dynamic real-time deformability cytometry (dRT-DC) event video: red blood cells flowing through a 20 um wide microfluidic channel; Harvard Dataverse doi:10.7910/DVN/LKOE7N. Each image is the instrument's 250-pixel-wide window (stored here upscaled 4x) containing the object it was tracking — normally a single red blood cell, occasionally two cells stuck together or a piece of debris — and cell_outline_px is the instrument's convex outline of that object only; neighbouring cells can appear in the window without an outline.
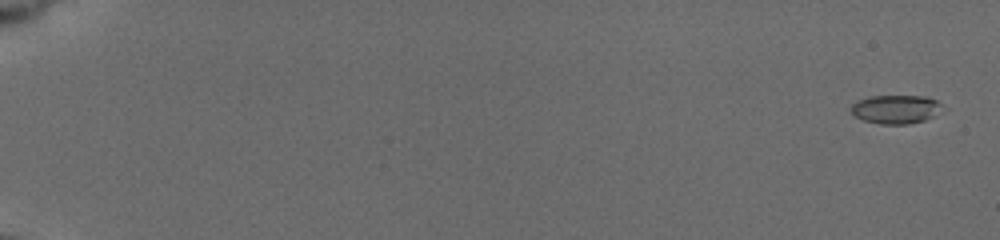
{"species": "common noctule bat (a hibernating species)", "species_latin": "Nyctalus noctula", "temperature_condition": "cold", "stored_images_in_passage": 41, "camera_frame_rate_fps": 3000, "um_per_image_px": 0.085, "animal": {"sex": "female", "body_mass_g": 19.5, "forearm_length_mm": 54.1}, "frame": {"image": 1, "passage_image": 3, "time_ms": 0.667, "image_size_px": [1000, 240], "cell_outline_px": [[940, 104], [932, 116], [924, 120], [908, 124], [880, 124], [864, 120], [856, 116], [848, 108], [852, 104], [868, 96], [928, 96], [936, 100]], "centroid_in_image_um": [76.06, 9.28], "position_along_channel_um": 8.9, "area_um2": 14.91}}
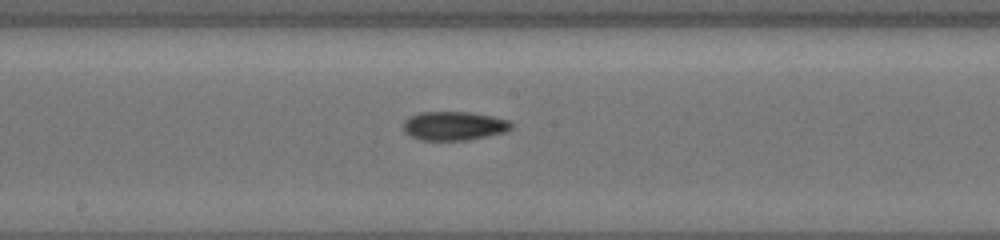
{"frame": {"image": 2, "passage_image": 25, "time_ms": 11.333, "image_size_px": [1000, 240], "cell_outline_px": [[512, 128], [504, 132], [468, 140], [420, 140], [404, 132], [404, 120], [408, 116], [420, 112], [468, 112], [492, 116], [512, 120]], "centroid_in_image_um": [38.59, 10.69], "position_along_channel_um": 209.6, "area_um2": 18.21}}
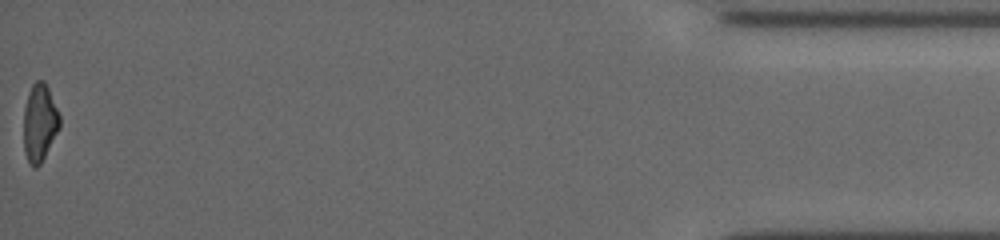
{"frame": {"image": 3, "passage_image": 41, "time_ms": 19.333, "image_size_px": [1000, 240], "cell_outline_px": [[60, 128], [40, 164], [36, 168], [32, 168], [28, 164], [24, 152], [24, 108], [28, 92], [32, 84], [36, 80], [44, 80], [48, 88], [60, 116]], "centroid_in_image_um": [3.35, 10.45], "position_along_channel_um": 431.8, "area_um2": 16.42}, "authors_computed_cell_mechanics": {"area_um2": 16.5886, "velocity_mm_per_s": 3.7696, "shape_relaxation_time_tau1_ms": 3.5252, "shape_relaxation_time_tau2_ms": 10.9563, "deformation_change_tau1": 0.1346, "deformation_change_tau2": 0.1479}}